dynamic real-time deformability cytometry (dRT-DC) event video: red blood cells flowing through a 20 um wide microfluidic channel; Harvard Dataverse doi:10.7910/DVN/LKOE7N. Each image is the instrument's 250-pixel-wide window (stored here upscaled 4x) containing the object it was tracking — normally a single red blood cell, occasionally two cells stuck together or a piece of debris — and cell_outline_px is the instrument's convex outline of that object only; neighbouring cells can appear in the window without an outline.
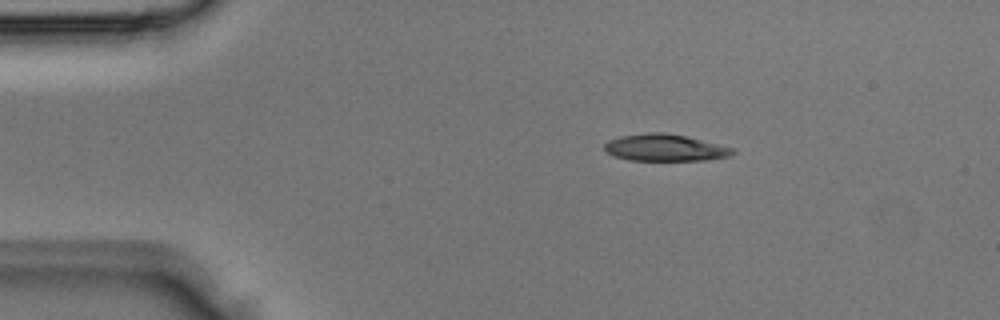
{"species": "Egyptian fruit bat (a non-hibernating species)", "species_latin": "Rousettus aegyptiacus", "temperature_condition": "room temperature", "stored_images_in_passage": 2, "camera_frame_rate_fps": 3000, "um_per_image_px": 0.085, "animal": {"sex": "male"}, "frame": {"image": 1, "passage_image": 1, "time_ms": 0.0, "image_size_px": [1000, 320], "cell_outline_px": [[736, 152], [728, 156], [708, 160], [628, 160], [616, 156], [608, 152], [604, 148], [604, 144], [608, 140], [620, 136], [648, 132], [664, 132], [688, 136], [736, 148]], "centroid_in_image_um": [56.57, 12.54], "position_along_channel_um": 28.4, "area_um2": 20.23}}